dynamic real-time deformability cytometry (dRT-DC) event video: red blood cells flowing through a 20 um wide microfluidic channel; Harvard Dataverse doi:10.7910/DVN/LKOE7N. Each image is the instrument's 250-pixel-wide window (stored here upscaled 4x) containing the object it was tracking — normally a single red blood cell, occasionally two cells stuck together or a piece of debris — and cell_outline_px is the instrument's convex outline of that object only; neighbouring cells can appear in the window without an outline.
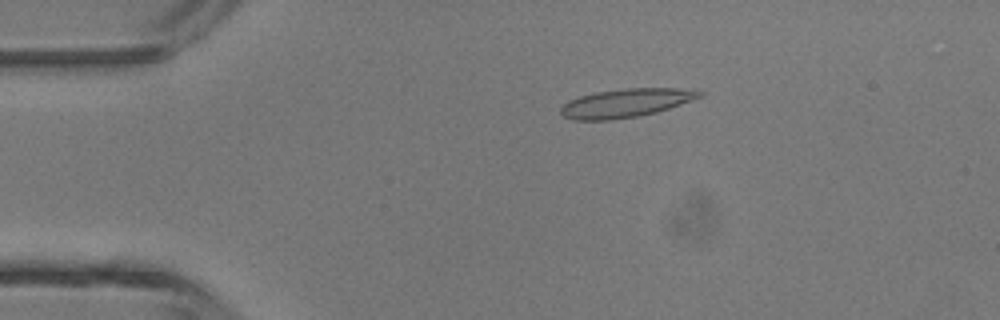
{"species": "common noctule bat (a hibernating species)", "species_latin": "Nyctalus noctula", "temperature_condition": "room temperature", "stored_images_in_passage": 38, "camera_frame_rate_fps": 3000, "um_per_image_px": 0.085, "animal": {"sex": "male", "body_mass_g": 13.3}, "frame": {"image": 1, "passage_image": 1, "time_ms": 0.0, "image_size_px": [1000, 320], "cell_outline_px": [[704, 92], [700, 96], [692, 100], [656, 112], [640, 116], [608, 120], [572, 120], [564, 116], [560, 112], [560, 108], [568, 100], [580, 96], [596, 92], [624, 88], [680, 88]], "centroid_in_image_um": [53.15, 8.76], "position_along_channel_um": 31.8, "area_um2": 22.95}}
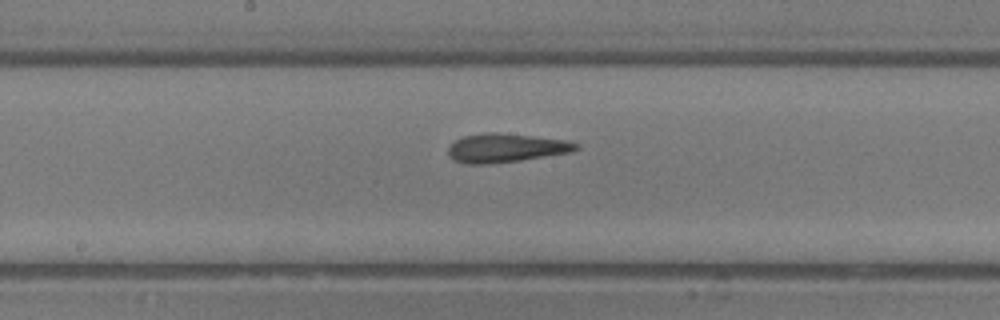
{"frame": {"image": 2, "passage_image": 16, "time_ms": 5.0, "image_size_px": [1000, 320], "cell_outline_px": [[580, 148], [572, 152], [520, 160], [488, 164], [464, 164], [452, 160], [448, 156], [448, 148], [456, 140], [464, 136], [488, 132], [496, 132], [568, 140], [580, 144]], "centroid_in_image_um": [43.0, 12.58], "position_along_channel_um": 205.2, "area_um2": 21.56}}
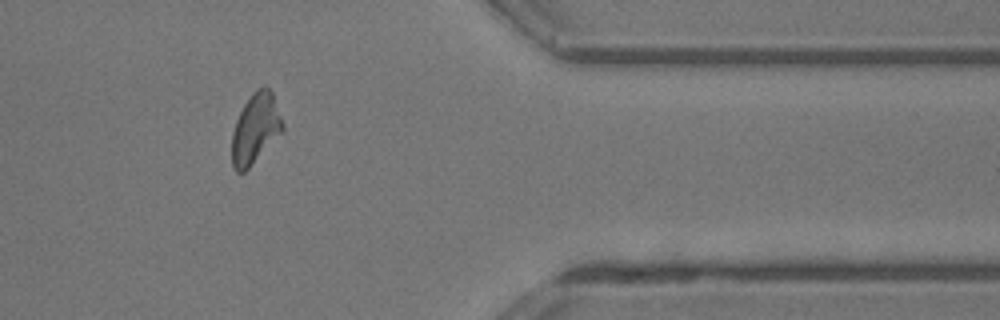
{"frame": {"image": 3, "passage_image": 30, "time_ms": 9.667, "image_size_px": [1000, 320], "cell_outline_px": [[284, 128], [248, 168], [244, 172], [236, 172], [232, 168], [232, 132], [236, 120], [244, 104], [252, 92], [256, 88], [264, 84], [272, 92], [284, 124]], "centroid_in_image_um": [21.69, 10.89], "position_along_channel_um": 389.7, "area_um2": 20.46}, "authors_computed_cell_mechanics": {"area_um2": 20.808, "velocity_mm_per_s": 4.4441, "shape_relaxation_time_tau1_ms": 7.543, "shape_relaxation_time_tau2_ms": 2.3956, "deformation_change_tau1": 0.2605, "deformation_change_tau2": 0.1033}}